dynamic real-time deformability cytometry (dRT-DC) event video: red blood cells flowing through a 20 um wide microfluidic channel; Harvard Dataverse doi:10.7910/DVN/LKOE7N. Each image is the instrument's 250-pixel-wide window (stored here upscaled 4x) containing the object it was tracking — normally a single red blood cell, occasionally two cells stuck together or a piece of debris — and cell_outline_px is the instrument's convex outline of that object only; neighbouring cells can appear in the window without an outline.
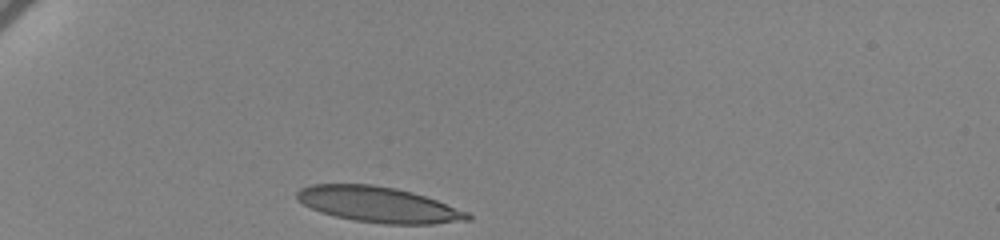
{"species": "human", "species_latin": "Homo sapiens", "temperature_condition": "cold", "stored_images_in_passage": 35, "camera_frame_rate_fps": 3000, "um_per_image_px": 0.085, "donor": {"sex": "female"}, "frame": {"image": 1, "passage_image": 1, "time_ms": 0.0, "image_size_px": [1000, 240], "cell_outline_px": [[472, 220], [432, 224], [384, 224], [356, 220], [336, 216], [320, 212], [296, 200], [296, 192], [300, 188], [312, 184], [372, 184], [396, 188], [412, 192], [436, 200], [468, 212], [472, 216]], "centroid_in_image_um": [32.17, 17.38], "position_along_channel_um": 52.8, "area_um2": 35.32}}
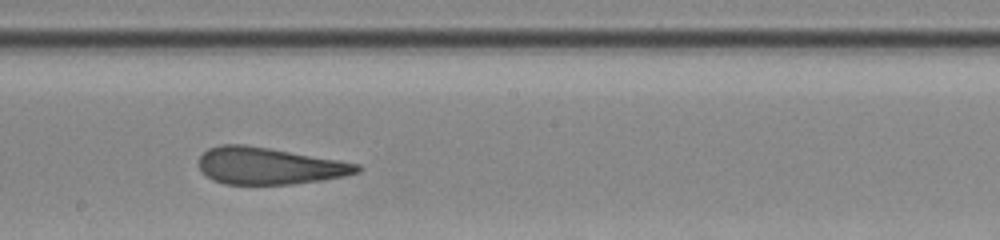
{"frame": {"image": 2, "passage_image": 19, "time_ms": 6.0, "image_size_px": [1000, 240], "cell_outline_px": [[364, 168], [360, 172], [344, 176], [320, 180], [292, 184], [224, 184], [212, 180], [200, 168], [200, 156], [208, 148], [220, 144], [244, 144], [268, 148], [360, 164]], "centroid_in_image_um": [22.88, 14.1], "position_along_channel_um": 225.3, "area_um2": 33.76}}
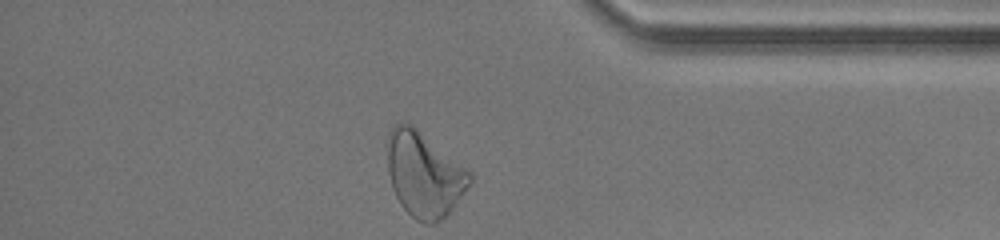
{"frame": {"image": 3, "passage_image": 35, "time_ms": 11.333, "image_size_px": [1000, 240], "cell_outline_px": [[472, 180], [448, 216], [432, 224], [428, 224], [416, 220], [400, 204], [392, 188], [388, 172], [388, 132], [396, 124], [412, 124], [472, 172]], "centroid_in_image_um": [36.06, 14.84], "position_along_channel_um": 399.1, "area_um2": 40.63}, "authors_computed_cell_mechanics": {"area_um2": 35.0268, "velocity_mm_per_s": 3.4407, "shape_relaxation_time_tau1_ms": 7.8701, "shape_relaxation_time_tau2_ms": 2.1557, "deformation_change_tau1": 0.2285, "deformation_change_tau2": 0.0962}}